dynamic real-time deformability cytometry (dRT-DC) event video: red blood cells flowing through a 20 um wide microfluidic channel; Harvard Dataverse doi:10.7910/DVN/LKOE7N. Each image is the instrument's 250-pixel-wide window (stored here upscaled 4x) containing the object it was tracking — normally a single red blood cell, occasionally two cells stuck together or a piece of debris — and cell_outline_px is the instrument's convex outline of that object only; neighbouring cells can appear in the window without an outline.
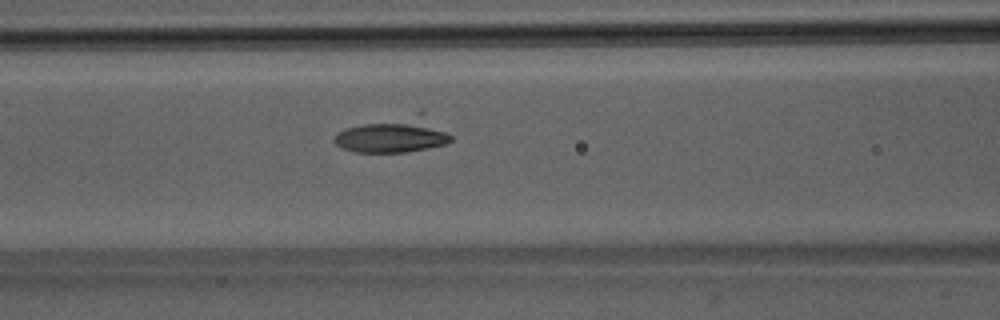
{"species": "Egyptian fruit bat (a non-hibernating species)", "species_latin": "Rousettus aegyptiacus", "temperature_condition": "room temperature", "stored_images_in_passage": 51, "camera_frame_rate_fps": 3000, "um_per_image_px": 0.085, "animal": {"sex": "male"}, "frame": {"image": 1, "passage_image": 22, "time_ms": 7.0, "image_size_px": [1000, 320], "cell_outline_px": [[452, 140], [448, 144], [428, 148], [404, 152], [356, 152], [344, 148], [336, 144], [332, 140], [332, 136], [336, 132], [344, 128], [416, 112], [424, 112], [452, 136]], "centroid_in_image_um": [33.47, 11.46], "position_along_channel_um": 133.1, "area_um2": 24.1}}
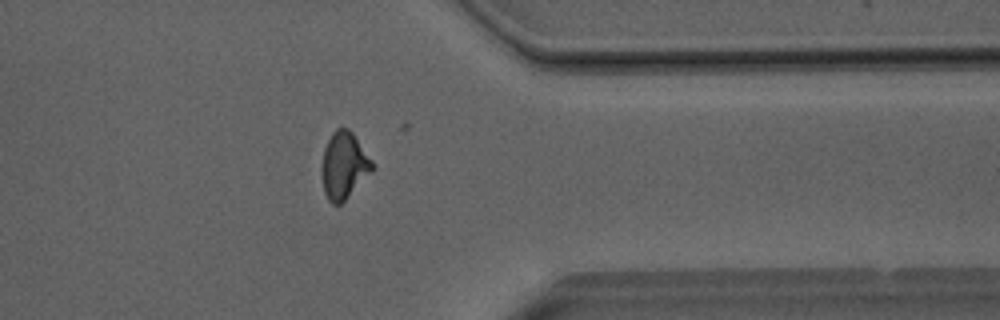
{"frame": {"image": 2, "passage_image": 41, "time_ms": 13.333, "image_size_px": [1000, 320], "cell_outline_px": [[376, 168], [340, 204], [332, 204], [328, 200], [324, 192], [320, 168], [324, 148], [332, 132], [336, 128], [348, 128], [352, 132], [372, 160]], "centroid_in_image_um": [29.22, 14.06], "position_along_channel_um": 382.2, "area_um2": 19.77}}
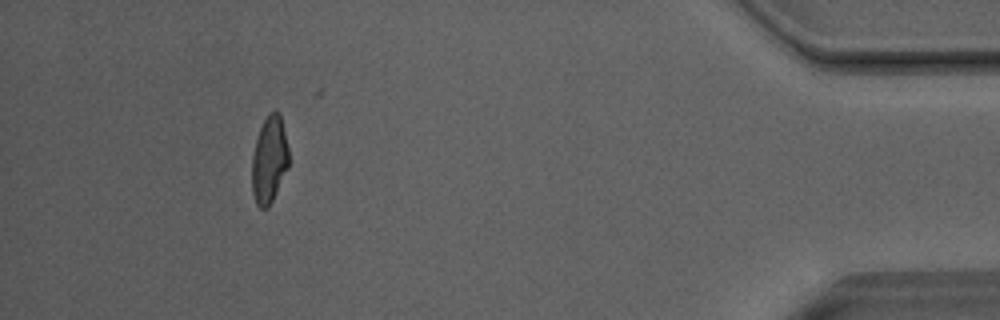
{"frame": {"image": 3, "passage_image": 47, "time_ms": 15.333, "image_size_px": [1000, 320], "cell_outline_px": [[288, 168], [268, 208], [260, 208], [256, 204], [252, 192], [252, 156], [256, 140], [260, 128], [268, 112], [276, 108], [280, 112], [288, 148]], "centroid_in_image_um": [22.88, 13.54], "position_along_channel_um": 412.3, "area_um2": 18.73}}